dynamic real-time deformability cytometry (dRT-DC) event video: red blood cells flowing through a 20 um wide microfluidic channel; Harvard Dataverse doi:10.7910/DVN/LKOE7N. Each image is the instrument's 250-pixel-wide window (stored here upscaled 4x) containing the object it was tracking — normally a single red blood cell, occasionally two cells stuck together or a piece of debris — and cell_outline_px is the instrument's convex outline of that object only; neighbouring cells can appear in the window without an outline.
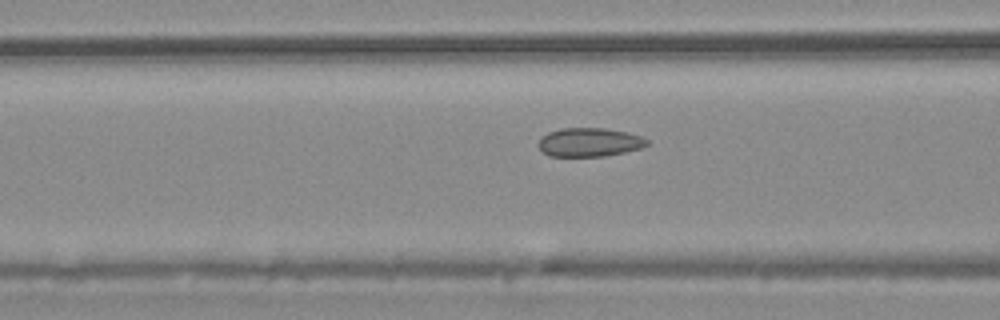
{"species": "common noctule bat (a hibernating species)", "species_latin": "Nyctalus noctula", "temperature_condition": "warm", "stored_images_in_passage": 51, "camera_frame_rate_fps": 3000, "um_per_image_px": 0.085, "animal": {"sex": "male", "body_mass_g": 20.4}, "frame": {"image": 1, "passage_image": 18, "time_ms": 5.667, "image_size_px": [1000, 320], "cell_outline_px": [[648, 144], [640, 148], [624, 152], [604, 156], [548, 156], [536, 144], [548, 132], [560, 128], [604, 128], [628, 132], [640, 136], [648, 140]], "centroid_in_image_um": [50.09, 12.08], "position_along_channel_um": 116.5, "area_um2": 18.09}}
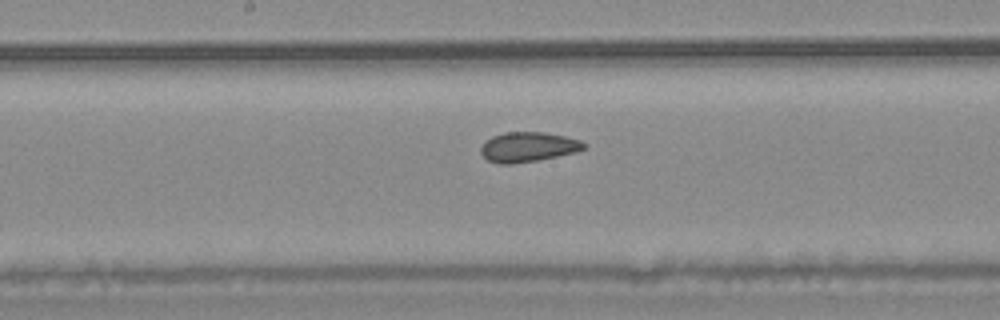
{"frame": {"image": 2, "passage_image": 25, "time_ms": 8.0, "image_size_px": [1000, 320], "cell_outline_px": [[588, 148], [576, 152], [540, 160], [512, 164], [500, 164], [488, 160], [480, 152], [480, 148], [484, 140], [492, 136], [504, 132], [544, 132], [564, 136], [580, 140], [588, 144]], "centroid_in_image_um": [44.9, 12.49], "position_along_channel_um": 203.3, "area_um2": 18.21}}
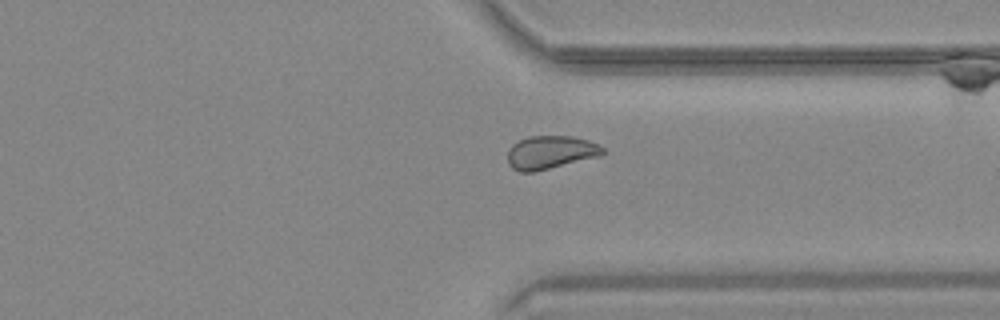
{"frame": {"image": 3, "passage_image": 38, "time_ms": 12.333, "image_size_px": [1000, 320], "cell_outline_px": [[604, 152], [600, 156], [532, 172], [520, 172], [512, 168], [508, 164], [508, 152], [512, 144], [528, 136], [572, 136], [588, 140], [604, 148]], "centroid_in_image_um": [46.77, 12.94], "position_along_channel_um": 364.6, "area_um2": 18.26}, "authors_computed_cell_mechanics": {"area_um2": 19.0162, "velocity_mm_per_s": 3.7098, "shape_relaxation_time_tau1_ms": null, "shape_relaxation_time_tau2_ms": 1.3426, "deformation_change_tau1": null, "deformation_change_tau2": 0.053}}